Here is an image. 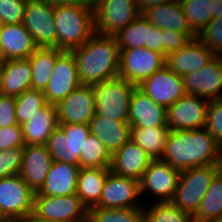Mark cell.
I'll list each match as a JSON object with an SVG mask.
<instances>
[{
	"mask_svg": "<svg viewBox=\"0 0 222 222\" xmlns=\"http://www.w3.org/2000/svg\"><path fill=\"white\" fill-rule=\"evenodd\" d=\"M143 15L155 27L183 32L190 39L197 37V34L189 26L179 0L151 7Z\"/></svg>",
	"mask_w": 222,
	"mask_h": 222,
	"instance_id": "484cf974",
	"label": "cell"
},
{
	"mask_svg": "<svg viewBox=\"0 0 222 222\" xmlns=\"http://www.w3.org/2000/svg\"><path fill=\"white\" fill-rule=\"evenodd\" d=\"M140 197L137 179L120 176L110 170L104 182L99 203L95 207L112 209L144 207L145 205L136 202Z\"/></svg>",
	"mask_w": 222,
	"mask_h": 222,
	"instance_id": "e0dca14e",
	"label": "cell"
},
{
	"mask_svg": "<svg viewBox=\"0 0 222 222\" xmlns=\"http://www.w3.org/2000/svg\"><path fill=\"white\" fill-rule=\"evenodd\" d=\"M128 123L131 127H168L166 108L136 87L130 100Z\"/></svg>",
	"mask_w": 222,
	"mask_h": 222,
	"instance_id": "44dd1931",
	"label": "cell"
},
{
	"mask_svg": "<svg viewBox=\"0 0 222 222\" xmlns=\"http://www.w3.org/2000/svg\"><path fill=\"white\" fill-rule=\"evenodd\" d=\"M137 87L156 104L166 109L186 94L183 77L176 75L166 65L143 80Z\"/></svg>",
	"mask_w": 222,
	"mask_h": 222,
	"instance_id": "9a60e30c",
	"label": "cell"
},
{
	"mask_svg": "<svg viewBox=\"0 0 222 222\" xmlns=\"http://www.w3.org/2000/svg\"><path fill=\"white\" fill-rule=\"evenodd\" d=\"M58 125L56 107L47 103L30 121L22 124L25 144L46 145L49 136Z\"/></svg>",
	"mask_w": 222,
	"mask_h": 222,
	"instance_id": "83f0119b",
	"label": "cell"
},
{
	"mask_svg": "<svg viewBox=\"0 0 222 222\" xmlns=\"http://www.w3.org/2000/svg\"><path fill=\"white\" fill-rule=\"evenodd\" d=\"M222 217V176H214L192 222H210Z\"/></svg>",
	"mask_w": 222,
	"mask_h": 222,
	"instance_id": "d6a6232c",
	"label": "cell"
},
{
	"mask_svg": "<svg viewBox=\"0 0 222 222\" xmlns=\"http://www.w3.org/2000/svg\"><path fill=\"white\" fill-rule=\"evenodd\" d=\"M58 124H87L96 114L93 86L81 85L56 105Z\"/></svg>",
	"mask_w": 222,
	"mask_h": 222,
	"instance_id": "2e32d148",
	"label": "cell"
},
{
	"mask_svg": "<svg viewBox=\"0 0 222 222\" xmlns=\"http://www.w3.org/2000/svg\"><path fill=\"white\" fill-rule=\"evenodd\" d=\"M151 161L149 155L130 139L112 155L110 170L139 181Z\"/></svg>",
	"mask_w": 222,
	"mask_h": 222,
	"instance_id": "603a6c76",
	"label": "cell"
},
{
	"mask_svg": "<svg viewBox=\"0 0 222 222\" xmlns=\"http://www.w3.org/2000/svg\"><path fill=\"white\" fill-rule=\"evenodd\" d=\"M216 174V164L189 168L180 172L177 188L170 202L193 217Z\"/></svg>",
	"mask_w": 222,
	"mask_h": 222,
	"instance_id": "277c9868",
	"label": "cell"
},
{
	"mask_svg": "<svg viewBox=\"0 0 222 222\" xmlns=\"http://www.w3.org/2000/svg\"><path fill=\"white\" fill-rule=\"evenodd\" d=\"M47 104L43 91L37 89L25 90L16 97L15 114L19 125L30 121L41 108Z\"/></svg>",
	"mask_w": 222,
	"mask_h": 222,
	"instance_id": "8d00e7d4",
	"label": "cell"
},
{
	"mask_svg": "<svg viewBox=\"0 0 222 222\" xmlns=\"http://www.w3.org/2000/svg\"><path fill=\"white\" fill-rule=\"evenodd\" d=\"M222 13V0H213V18L219 17Z\"/></svg>",
	"mask_w": 222,
	"mask_h": 222,
	"instance_id": "681fc988",
	"label": "cell"
},
{
	"mask_svg": "<svg viewBox=\"0 0 222 222\" xmlns=\"http://www.w3.org/2000/svg\"><path fill=\"white\" fill-rule=\"evenodd\" d=\"M112 155L104 144L89 134L80 154V168H110Z\"/></svg>",
	"mask_w": 222,
	"mask_h": 222,
	"instance_id": "d590c367",
	"label": "cell"
},
{
	"mask_svg": "<svg viewBox=\"0 0 222 222\" xmlns=\"http://www.w3.org/2000/svg\"><path fill=\"white\" fill-rule=\"evenodd\" d=\"M220 147L205 128L170 130L161 160L183 172L189 168L216 164Z\"/></svg>",
	"mask_w": 222,
	"mask_h": 222,
	"instance_id": "6da1fadb",
	"label": "cell"
},
{
	"mask_svg": "<svg viewBox=\"0 0 222 222\" xmlns=\"http://www.w3.org/2000/svg\"><path fill=\"white\" fill-rule=\"evenodd\" d=\"M216 55L197 37L165 57V65L176 75L184 76L206 66Z\"/></svg>",
	"mask_w": 222,
	"mask_h": 222,
	"instance_id": "d6986e66",
	"label": "cell"
},
{
	"mask_svg": "<svg viewBox=\"0 0 222 222\" xmlns=\"http://www.w3.org/2000/svg\"><path fill=\"white\" fill-rule=\"evenodd\" d=\"M27 0H0V22L19 24L23 22Z\"/></svg>",
	"mask_w": 222,
	"mask_h": 222,
	"instance_id": "b9f144b4",
	"label": "cell"
},
{
	"mask_svg": "<svg viewBox=\"0 0 222 222\" xmlns=\"http://www.w3.org/2000/svg\"><path fill=\"white\" fill-rule=\"evenodd\" d=\"M89 127L90 133L104 144L111 155L131 139V126L128 122H119L95 114Z\"/></svg>",
	"mask_w": 222,
	"mask_h": 222,
	"instance_id": "d4e9b609",
	"label": "cell"
},
{
	"mask_svg": "<svg viewBox=\"0 0 222 222\" xmlns=\"http://www.w3.org/2000/svg\"><path fill=\"white\" fill-rule=\"evenodd\" d=\"M55 6L44 0H27L22 24L37 47L57 48Z\"/></svg>",
	"mask_w": 222,
	"mask_h": 222,
	"instance_id": "9c48e42d",
	"label": "cell"
},
{
	"mask_svg": "<svg viewBox=\"0 0 222 222\" xmlns=\"http://www.w3.org/2000/svg\"><path fill=\"white\" fill-rule=\"evenodd\" d=\"M88 209L76 194L68 196L35 195L33 214L28 218H41L58 222H85Z\"/></svg>",
	"mask_w": 222,
	"mask_h": 222,
	"instance_id": "30bf717a",
	"label": "cell"
},
{
	"mask_svg": "<svg viewBox=\"0 0 222 222\" xmlns=\"http://www.w3.org/2000/svg\"><path fill=\"white\" fill-rule=\"evenodd\" d=\"M137 6L141 14H143L147 9L159 6L163 4H167L173 2L174 0H136Z\"/></svg>",
	"mask_w": 222,
	"mask_h": 222,
	"instance_id": "7dc6e473",
	"label": "cell"
},
{
	"mask_svg": "<svg viewBox=\"0 0 222 222\" xmlns=\"http://www.w3.org/2000/svg\"><path fill=\"white\" fill-rule=\"evenodd\" d=\"M38 47L22 23L2 24L0 28V59L28 58Z\"/></svg>",
	"mask_w": 222,
	"mask_h": 222,
	"instance_id": "7402d4cb",
	"label": "cell"
},
{
	"mask_svg": "<svg viewBox=\"0 0 222 222\" xmlns=\"http://www.w3.org/2000/svg\"><path fill=\"white\" fill-rule=\"evenodd\" d=\"M88 222H145V208H101L88 209Z\"/></svg>",
	"mask_w": 222,
	"mask_h": 222,
	"instance_id": "836d02e7",
	"label": "cell"
},
{
	"mask_svg": "<svg viewBox=\"0 0 222 222\" xmlns=\"http://www.w3.org/2000/svg\"><path fill=\"white\" fill-rule=\"evenodd\" d=\"M70 52L82 85L94 86L119 76L120 49L115 36L94 33L82 46Z\"/></svg>",
	"mask_w": 222,
	"mask_h": 222,
	"instance_id": "7a4b0ae2",
	"label": "cell"
},
{
	"mask_svg": "<svg viewBox=\"0 0 222 222\" xmlns=\"http://www.w3.org/2000/svg\"><path fill=\"white\" fill-rule=\"evenodd\" d=\"M197 38L215 55H222V13L213 18Z\"/></svg>",
	"mask_w": 222,
	"mask_h": 222,
	"instance_id": "f35d334b",
	"label": "cell"
},
{
	"mask_svg": "<svg viewBox=\"0 0 222 222\" xmlns=\"http://www.w3.org/2000/svg\"><path fill=\"white\" fill-rule=\"evenodd\" d=\"M31 64L29 58L3 60L0 94L19 96L31 89Z\"/></svg>",
	"mask_w": 222,
	"mask_h": 222,
	"instance_id": "4316f807",
	"label": "cell"
},
{
	"mask_svg": "<svg viewBox=\"0 0 222 222\" xmlns=\"http://www.w3.org/2000/svg\"><path fill=\"white\" fill-rule=\"evenodd\" d=\"M81 85L75 58L70 51H64L57 58L51 78L43 91L46 102L56 105Z\"/></svg>",
	"mask_w": 222,
	"mask_h": 222,
	"instance_id": "5bb4252c",
	"label": "cell"
},
{
	"mask_svg": "<svg viewBox=\"0 0 222 222\" xmlns=\"http://www.w3.org/2000/svg\"><path fill=\"white\" fill-rule=\"evenodd\" d=\"M52 162L46 145H25L19 176L37 193L45 184Z\"/></svg>",
	"mask_w": 222,
	"mask_h": 222,
	"instance_id": "ffe728a7",
	"label": "cell"
},
{
	"mask_svg": "<svg viewBox=\"0 0 222 222\" xmlns=\"http://www.w3.org/2000/svg\"><path fill=\"white\" fill-rule=\"evenodd\" d=\"M110 168H80L77 176L76 195L87 208L95 207L101 198L104 182Z\"/></svg>",
	"mask_w": 222,
	"mask_h": 222,
	"instance_id": "f1b7e54d",
	"label": "cell"
},
{
	"mask_svg": "<svg viewBox=\"0 0 222 222\" xmlns=\"http://www.w3.org/2000/svg\"><path fill=\"white\" fill-rule=\"evenodd\" d=\"M186 94L211 101L222 99V55H216L202 69L183 76Z\"/></svg>",
	"mask_w": 222,
	"mask_h": 222,
	"instance_id": "ac0fdd59",
	"label": "cell"
},
{
	"mask_svg": "<svg viewBox=\"0 0 222 222\" xmlns=\"http://www.w3.org/2000/svg\"><path fill=\"white\" fill-rule=\"evenodd\" d=\"M95 33L115 36L141 12L136 0H93Z\"/></svg>",
	"mask_w": 222,
	"mask_h": 222,
	"instance_id": "ba28073f",
	"label": "cell"
},
{
	"mask_svg": "<svg viewBox=\"0 0 222 222\" xmlns=\"http://www.w3.org/2000/svg\"><path fill=\"white\" fill-rule=\"evenodd\" d=\"M149 49L163 55V35L162 29L159 27H154L152 32H150Z\"/></svg>",
	"mask_w": 222,
	"mask_h": 222,
	"instance_id": "bcb514c9",
	"label": "cell"
},
{
	"mask_svg": "<svg viewBox=\"0 0 222 222\" xmlns=\"http://www.w3.org/2000/svg\"><path fill=\"white\" fill-rule=\"evenodd\" d=\"M168 127H131V140L142 148L152 160L162 159Z\"/></svg>",
	"mask_w": 222,
	"mask_h": 222,
	"instance_id": "4dcf8cb0",
	"label": "cell"
},
{
	"mask_svg": "<svg viewBox=\"0 0 222 222\" xmlns=\"http://www.w3.org/2000/svg\"><path fill=\"white\" fill-rule=\"evenodd\" d=\"M25 222H58V221H53V220H48V219H41V218H27Z\"/></svg>",
	"mask_w": 222,
	"mask_h": 222,
	"instance_id": "816d5d0a",
	"label": "cell"
},
{
	"mask_svg": "<svg viewBox=\"0 0 222 222\" xmlns=\"http://www.w3.org/2000/svg\"><path fill=\"white\" fill-rule=\"evenodd\" d=\"M165 66V57L147 48L120 50L119 77L138 86L155 71Z\"/></svg>",
	"mask_w": 222,
	"mask_h": 222,
	"instance_id": "8fae6325",
	"label": "cell"
},
{
	"mask_svg": "<svg viewBox=\"0 0 222 222\" xmlns=\"http://www.w3.org/2000/svg\"><path fill=\"white\" fill-rule=\"evenodd\" d=\"M150 205L144 207L145 222H192V217L188 213L171 202H154Z\"/></svg>",
	"mask_w": 222,
	"mask_h": 222,
	"instance_id": "74e56055",
	"label": "cell"
},
{
	"mask_svg": "<svg viewBox=\"0 0 222 222\" xmlns=\"http://www.w3.org/2000/svg\"><path fill=\"white\" fill-rule=\"evenodd\" d=\"M15 96L0 94V128L17 125L15 114Z\"/></svg>",
	"mask_w": 222,
	"mask_h": 222,
	"instance_id": "f6af8a7d",
	"label": "cell"
},
{
	"mask_svg": "<svg viewBox=\"0 0 222 222\" xmlns=\"http://www.w3.org/2000/svg\"><path fill=\"white\" fill-rule=\"evenodd\" d=\"M190 28L198 35L213 19V0H179Z\"/></svg>",
	"mask_w": 222,
	"mask_h": 222,
	"instance_id": "e575fe53",
	"label": "cell"
},
{
	"mask_svg": "<svg viewBox=\"0 0 222 222\" xmlns=\"http://www.w3.org/2000/svg\"><path fill=\"white\" fill-rule=\"evenodd\" d=\"M64 52L58 48L38 47L28 58L31 64V89L44 91L57 58Z\"/></svg>",
	"mask_w": 222,
	"mask_h": 222,
	"instance_id": "f546056e",
	"label": "cell"
},
{
	"mask_svg": "<svg viewBox=\"0 0 222 222\" xmlns=\"http://www.w3.org/2000/svg\"><path fill=\"white\" fill-rule=\"evenodd\" d=\"M79 169L80 166L53 161L45 184L35 195L68 196L76 194Z\"/></svg>",
	"mask_w": 222,
	"mask_h": 222,
	"instance_id": "cb8c5ba5",
	"label": "cell"
},
{
	"mask_svg": "<svg viewBox=\"0 0 222 222\" xmlns=\"http://www.w3.org/2000/svg\"><path fill=\"white\" fill-rule=\"evenodd\" d=\"M136 87L119 76L94 85L96 114L128 122L130 100Z\"/></svg>",
	"mask_w": 222,
	"mask_h": 222,
	"instance_id": "5b68a950",
	"label": "cell"
},
{
	"mask_svg": "<svg viewBox=\"0 0 222 222\" xmlns=\"http://www.w3.org/2000/svg\"><path fill=\"white\" fill-rule=\"evenodd\" d=\"M57 48L71 51L95 33L93 5H55Z\"/></svg>",
	"mask_w": 222,
	"mask_h": 222,
	"instance_id": "3957f363",
	"label": "cell"
},
{
	"mask_svg": "<svg viewBox=\"0 0 222 222\" xmlns=\"http://www.w3.org/2000/svg\"><path fill=\"white\" fill-rule=\"evenodd\" d=\"M209 101L198 95L185 94L166 109L170 130L205 128Z\"/></svg>",
	"mask_w": 222,
	"mask_h": 222,
	"instance_id": "7c38bea8",
	"label": "cell"
},
{
	"mask_svg": "<svg viewBox=\"0 0 222 222\" xmlns=\"http://www.w3.org/2000/svg\"><path fill=\"white\" fill-rule=\"evenodd\" d=\"M180 172L161 159L152 160L139 180L140 195L148 191L154 202H170L175 194ZM158 198V199H157Z\"/></svg>",
	"mask_w": 222,
	"mask_h": 222,
	"instance_id": "4fadbf2b",
	"label": "cell"
},
{
	"mask_svg": "<svg viewBox=\"0 0 222 222\" xmlns=\"http://www.w3.org/2000/svg\"><path fill=\"white\" fill-rule=\"evenodd\" d=\"M205 129L222 146V99L209 101Z\"/></svg>",
	"mask_w": 222,
	"mask_h": 222,
	"instance_id": "60d3db41",
	"label": "cell"
},
{
	"mask_svg": "<svg viewBox=\"0 0 222 222\" xmlns=\"http://www.w3.org/2000/svg\"><path fill=\"white\" fill-rule=\"evenodd\" d=\"M163 35V56L178 51L185 46L191 39L183 32L162 29Z\"/></svg>",
	"mask_w": 222,
	"mask_h": 222,
	"instance_id": "ee69618b",
	"label": "cell"
},
{
	"mask_svg": "<svg viewBox=\"0 0 222 222\" xmlns=\"http://www.w3.org/2000/svg\"><path fill=\"white\" fill-rule=\"evenodd\" d=\"M52 5H93V0H44Z\"/></svg>",
	"mask_w": 222,
	"mask_h": 222,
	"instance_id": "c3c4849f",
	"label": "cell"
},
{
	"mask_svg": "<svg viewBox=\"0 0 222 222\" xmlns=\"http://www.w3.org/2000/svg\"><path fill=\"white\" fill-rule=\"evenodd\" d=\"M217 173L222 176V146L219 150L218 159L216 161Z\"/></svg>",
	"mask_w": 222,
	"mask_h": 222,
	"instance_id": "f907efd6",
	"label": "cell"
},
{
	"mask_svg": "<svg viewBox=\"0 0 222 222\" xmlns=\"http://www.w3.org/2000/svg\"><path fill=\"white\" fill-rule=\"evenodd\" d=\"M90 134L87 124H59L46 143L53 161L80 166V154Z\"/></svg>",
	"mask_w": 222,
	"mask_h": 222,
	"instance_id": "52a82bcc",
	"label": "cell"
},
{
	"mask_svg": "<svg viewBox=\"0 0 222 222\" xmlns=\"http://www.w3.org/2000/svg\"><path fill=\"white\" fill-rule=\"evenodd\" d=\"M2 63H3V60L0 59V82H1V74H2Z\"/></svg>",
	"mask_w": 222,
	"mask_h": 222,
	"instance_id": "f5cc1de1",
	"label": "cell"
},
{
	"mask_svg": "<svg viewBox=\"0 0 222 222\" xmlns=\"http://www.w3.org/2000/svg\"><path fill=\"white\" fill-rule=\"evenodd\" d=\"M22 125L0 128V151L14 147H25Z\"/></svg>",
	"mask_w": 222,
	"mask_h": 222,
	"instance_id": "7bdbcfd3",
	"label": "cell"
},
{
	"mask_svg": "<svg viewBox=\"0 0 222 222\" xmlns=\"http://www.w3.org/2000/svg\"><path fill=\"white\" fill-rule=\"evenodd\" d=\"M210 222H222V217H220L219 219H215L213 221H210Z\"/></svg>",
	"mask_w": 222,
	"mask_h": 222,
	"instance_id": "db71d44e",
	"label": "cell"
},
{
	"mask_svg": "<svg viewBox=\"0 0 222 222\" xmlns=\"http://www.w3.org/2000/svg\"><path fill=\"white\" fill-rule=\"evenodd\" d=\"M154 27L143 14H140L133 22L115 35L119 49L139 47L149 49L150 32Z\"/></svg>",
	"mask_w": 222,
	"mask_h": 222,
	"instance_id": "1f68e13d",
	"label": "cell"
},
{
	"mask_svg": "<svg viewBox=\"0 0 222 222\" xmlns=\"http://www.w3.org/2000/svg\"><path fill=\"white\" fill-rule=\"evenodd\" d=\"M23 151L24 147L0 151V179L19 174Z\"/></svg>",
	"mask_w": 222,
	"mask_h": 222,
	"instance_id": "ab89813d",
	"label": "cell"
},
{
	"mask_svg": "<svg viewBox=\"0 0 222 222\" xmlns=\"http://www.w3.org/2000/svg\"><path fill=\"white\" fill-rule=\"evenodd\" d=\"M35 194L19 174L0 179V222H25L33 214Z\"/></svg>",
	"mask_w": 222,
	"mask_h": 222,
	"instance_id": "8992f818",
	"label": "cell"
}]
</instances>
